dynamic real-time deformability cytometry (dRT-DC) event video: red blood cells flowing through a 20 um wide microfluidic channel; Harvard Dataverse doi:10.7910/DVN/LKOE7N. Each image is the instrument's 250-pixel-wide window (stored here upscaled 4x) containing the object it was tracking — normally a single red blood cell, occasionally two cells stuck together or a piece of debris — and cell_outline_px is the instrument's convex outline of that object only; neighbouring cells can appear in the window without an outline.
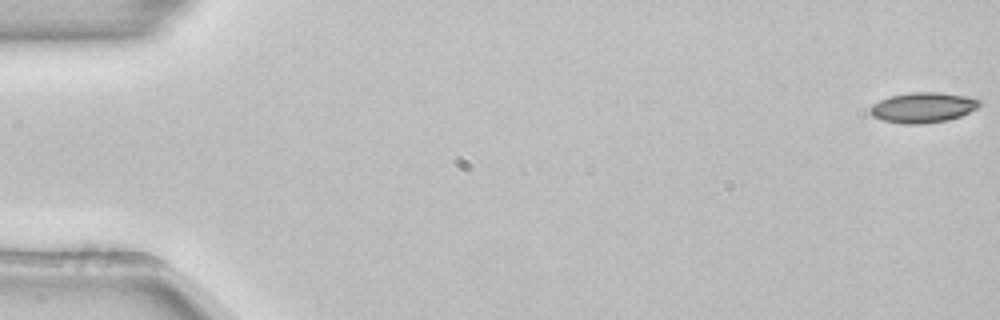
{"species": "common noctule bat (a hibernating species)", "species_latin": "Nyctalus noctula", "temperature_condition": "room temperature", "stored_images_in_passage": 13, "camera_frame_rate_fps": 3000, "um_per_image_px": 0.085, "animal": {"sex": "female", "body_mass_g": 22.7, "forearm_length_mm": 54.2}, "frame": {"image": 1, "passage_image": 1, "time_ms": 0.0, "image_size_px": [1000, 320], "cell_outline_px": [[980, 104], [976, 108], [960, 116], [948, 120], [924, 124], [904, 124], [884, 120], [872, 116], [868, 112], [868, 108], [872, 104], [888, 96], [912, 92], [940, 92], [968, 96], [980, 100]], "centroid_in_image_um": [78.41, 9.13], "position_along_channel_um": 6.6, "area_um2": 19.42}}